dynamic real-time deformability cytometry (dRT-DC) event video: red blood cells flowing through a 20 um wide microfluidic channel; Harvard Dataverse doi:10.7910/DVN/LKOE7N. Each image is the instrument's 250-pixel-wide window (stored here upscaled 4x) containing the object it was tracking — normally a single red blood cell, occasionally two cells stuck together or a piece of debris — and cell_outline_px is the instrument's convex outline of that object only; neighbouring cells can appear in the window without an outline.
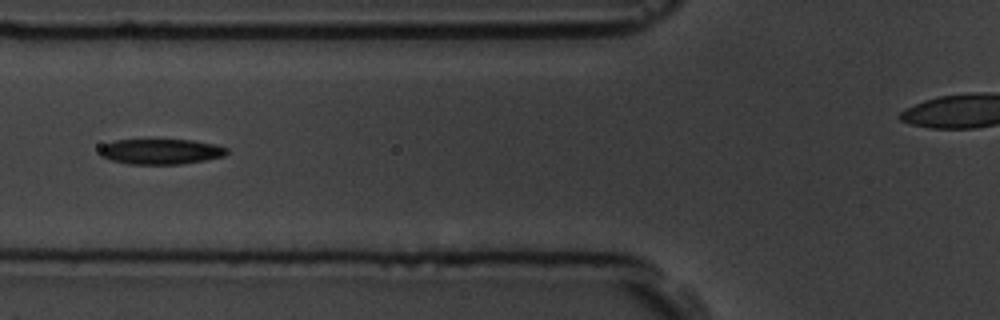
{"species": "common noctule bat (a hibernating species)", "species_latin": "Nyctalus noctula", "temperature_condition": "room temperature", "stored_images_in_passage": 5, "camera_frame_rate_fps": 3000, "um_per_image_px": 0.085, "animal": {"sex": "male", "body_mass_g": 19.5, "forearm_length_mm": 54.6}, "frame": {"image": 1, "passage_image": 2, "time_ms": 1.0, "image_size_px": [1000, 320], "cell_outline_px": [[228, 152], [224, 156], [204, 160], [180, 164], [128, 164], [112, 160], [100, 156], [100, 148], [104, 144], [112, 140], [192, 140], [216, 144], [228, 148]], "centroid_in_image_um": [13.67, 12.88], "position_along_channel_um": 112.1, "area_um2": 18.79}}
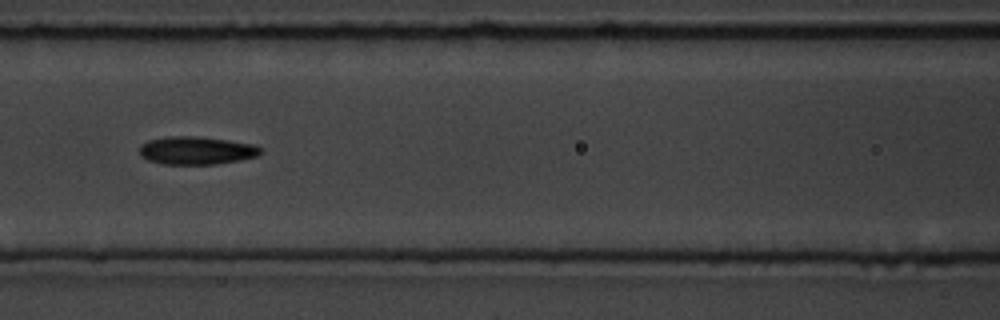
{"frame": {"image": 2, "passage_image": 3, "time_ms": 2.0, "image_size_px": [1000, 320], "cell_outline_px": [[264, 152], [256, 156], [240, 160], [216, 164], [164, 164], [148, 160], [140, 156], [140, 144], [148, 140], [168, 136], [200, 136], [228, 140], [252, 144], [264, 148]], "centroid_in_image_um": [16.71, 12.78], "position_along_channel_um": 149.9, "area_um2": 19.94}}
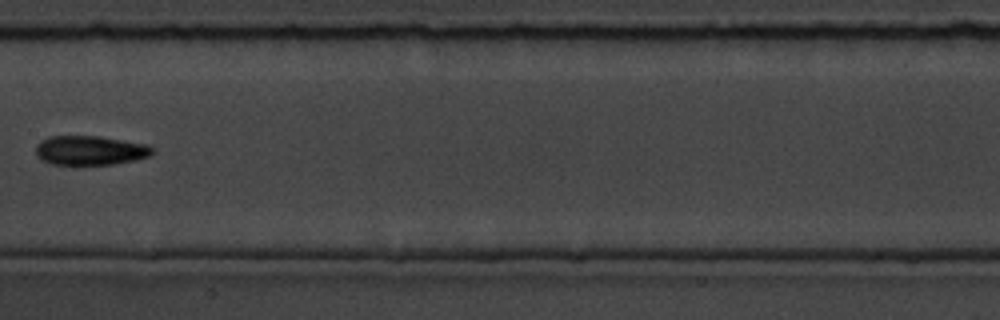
{"frame": {"image": 3, "passage_image": 4, "time_ms": 3.333, "image_size_px": [1000, 320], "cell_outline_px": [[152, 152], [148, 156], [136, 160], [112, 164], [52, 164], [36, 156], [36, 144], [40, 140], [48, 136], [100, 136], [148, 144], [152, 148]], "centroid_in_image_um": [7.64, 12.77], "position_along_channel_um": 199.8, "area_um2": 19.88}}